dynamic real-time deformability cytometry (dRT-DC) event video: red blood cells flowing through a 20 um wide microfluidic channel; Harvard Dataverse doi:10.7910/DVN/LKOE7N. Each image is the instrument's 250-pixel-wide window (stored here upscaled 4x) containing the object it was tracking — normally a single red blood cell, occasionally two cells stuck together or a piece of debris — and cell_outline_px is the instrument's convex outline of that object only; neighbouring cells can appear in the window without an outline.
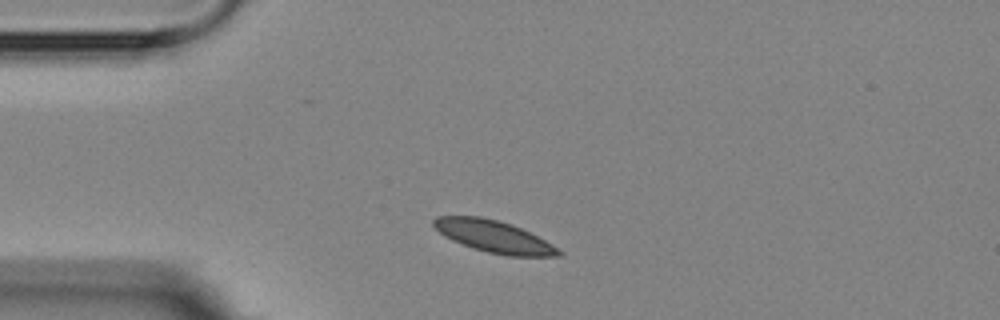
{"species": "Egyptian fruit bat (a non-hibernating species)", "species_latin": "Rousettus aegyptiacus", "temperature_condition": "room temperature", "stored_images_in_passage": 2, "camera_frame_rate_fps": 3000, "um_per_image_px": 0.085, "animal": {"sex": "female"}, "frame": {"image": 1, "passage_image": 1, "time_ms": 0.0, "image_size_px": [1000, 320], "cell_outline_px": [[564, 252], [560, 256], [508, 256], [488, 252], [472, 248], [452, 240], [444, 236], [432, 224], [432, 220], [436, 216], [480, 216], [512, 224], [552, 244]], "centroid_in_image_um": [41.96, 20.1], "position_along_channel_um": 43.0, "area_um2": 23.12}}